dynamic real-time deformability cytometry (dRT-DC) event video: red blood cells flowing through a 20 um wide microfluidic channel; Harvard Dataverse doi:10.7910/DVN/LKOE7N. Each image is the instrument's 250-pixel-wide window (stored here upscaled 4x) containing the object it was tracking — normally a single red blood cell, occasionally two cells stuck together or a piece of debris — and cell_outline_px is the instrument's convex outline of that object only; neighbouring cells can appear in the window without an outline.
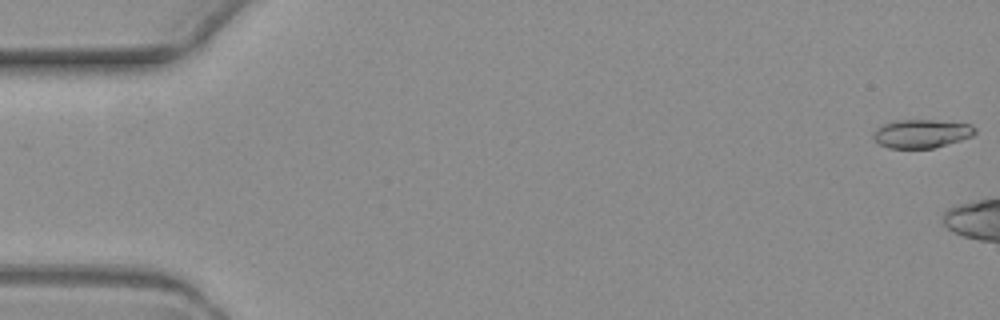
{"species": "common noctule bat (a hibernating species)", "species_latin": "Nyctalus noctula", "temperature_condition": "warm", "stored_images_in_passage": 4, "camera_frame_rate_fps": 3000, "um_per_image_px": 0.085, "animal": {"sex": "female", "body_mass_g": 19.3, "forearm_length_mm": 54.1}, "frame": {"image": 1, "passage_image": 1, "time_ms": 0.0, "image_size_px": [1000, 320], "cell_outline_px": [[976, 132], [972, 136], [960, 140], [932, 148], [888, 148], [880, 144], [872, 136], [876, 128], [884, 124], [896, 120], [932, 120], [968, 124], [976, 128]], "centroid_in_image_um": [78.31, 11.36], "position_along_channel_um": 6.7, "area_um2": 16.65}}